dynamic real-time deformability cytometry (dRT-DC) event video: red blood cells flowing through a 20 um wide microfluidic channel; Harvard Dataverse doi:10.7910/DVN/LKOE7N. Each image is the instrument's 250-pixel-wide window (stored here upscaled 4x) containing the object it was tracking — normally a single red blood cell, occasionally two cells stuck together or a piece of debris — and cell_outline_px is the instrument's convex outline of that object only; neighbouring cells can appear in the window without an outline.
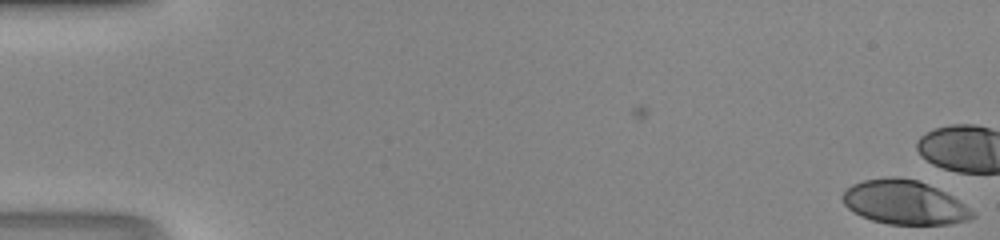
{"species": "human", "species_latin": "Homo sapiens", "temperature_condition": "room temperature", "stored_images_in_passage": 7, "camera_frame_rate_fps": 3000, "um_per_image_px": 0.085, "donor": {"sex": "male"}, "frame": {"image": 1, "passage_image": 1, "time_ms": 0.0, "image_size_px": [1000, 240], "cell_outline_px": [[976, 216], [968, 220], [952, 224], [888, 224], [872, 220], [860, 216], [852, 212], [844, 204], [840, 196], [852, 184], [864, 180], [884, 176], [896, 176], [916, 180], [928, 184], [952, 196], [964, 204]], "centroid_in_image_um": [76.83, 17.2], "position_along_channel_um": 8.2, "area_um2": 33.35}}